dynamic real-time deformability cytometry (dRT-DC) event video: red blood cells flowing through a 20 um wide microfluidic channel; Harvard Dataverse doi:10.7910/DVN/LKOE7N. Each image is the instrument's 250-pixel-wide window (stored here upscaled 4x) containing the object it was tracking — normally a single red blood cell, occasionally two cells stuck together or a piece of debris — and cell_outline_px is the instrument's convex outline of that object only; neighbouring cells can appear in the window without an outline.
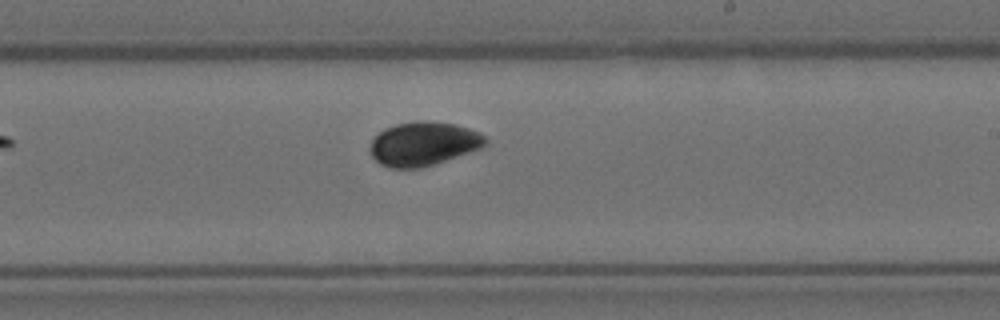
{"species": "Egyptian fruit bat (a non-hibernating species)", "species_latin": "Rousettus aegyptiacus", "temperature_condition": "room temperature", "stored_images_in_passage": 8, "camera_frame_rate_fps": 3000, "um_per_image_px": 0.085, "animal": {"sex": "female"}, "frame": {"image": 1, "passage_image": 8, "time_ms": 2.333, "image_size_px": [1000, 320], "cell_outline_px": [[488, 140], [480, 148], [420, 168], [388, 168], [380, 164], [372, 156], [368, 148], [372, 140], [384, 128], [396, 124], [416, 120], [424, 120], [456, 124], [480, 132]], "centroid_in_image_um": [35.95, 12.2], "position_along_channel_um": 253.1, "area_um2": 29.36}}